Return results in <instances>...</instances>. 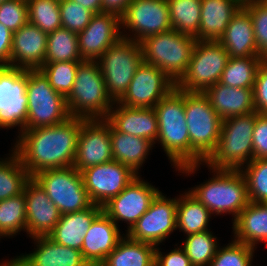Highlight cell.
I'll use <instances>...</instances> for the list:
<instances>
[{
	"instance_id": "9a60e30c",
	"label": "cell",
	"mask_w": 267,
	"mask_h": 266,
	"mask_svg": "<svg viewBox=\"0 0 267 266\" xmlns=\"http://www.w3.org/2000/svg\"><path fill=\"white\" fill-rule=\"evenodd\" d=\"M175 87L176 83L165 72L142 62L117 103L133 108H154Z\"/></svg>"
},
{
	"instance_id": "5b68a950",
	"label": "cell",
	"mask_w": 267,
	"mask_h": 266,
	"mask_svg": "<svg viewBox=\"0 0 267 266\" xmlns=\"http://www.w3.org/2000/svg\"><path fill=\"white\" fill-rule=\"evenodd\" d=\"M212 170V172H211ZM213 177L202 184L189 188L211 214H232L233 221L250 203L247 183L240 170L210 169Z\"/></svg>"
},
{
	"instance_id": "f5cc1de1",
	"label": "cell",
	"mask_w": 267,
	"mask_h": 266,
	"mask_svg": "<svg viewBox=\"0 0 267 266\" xmlns=\"http://www.w3.org/2000/svg\"><path fill=\"white\" fill-rule=\"evenodd\" d=\"M0 266H22L20 259L16 256V258H11L10 261L4 260L0 263Z\"/></svg>"
},
{
	"instance_id": "6da1fadb",
	"label": "cell",
	"mask_w": 267,
	"mask_h": 266,
	"mask_svg": "<svg viewBox=\"0 0 267 266\" xmlns=\"http://www.w3.org/2000/svg\"><path fill=\"white\" fill-rule=\"evenodd\" d=\"M82 118L24 130L12 147L30 177L46 169L73 166Z\"/></svg>"
},
{
	"instance_id": "e0dca14e",
	"label": "cell",
	"mask_w": 267,
	"mask_h": 266,
	"mask_svg": "<svg viewBox=\"0 0 267 266\" xmlns=\"http://www.w3.org/2000/svg\"><path fill=\"white\" fill-rule=\"evenodd\" d=\"M160 192L138 175L125 189L103 206V211L117 224L124 221L126 232L148 210L152 200Z\"/></svg>"
},
{
	"instance_id": "f35d334b",
	"label": "cell",
	"mask_w": 267,
	"mask_h": 266,
	"mask_svg": "<svg viewBox=\"0 0 267 266\" xmlns=\"http://www.w3.org/2000/svg\"><path fill=\"white\" fill-rule=\"evenodd\" d=\"M28 23L50 33L62 27L60 0H26Z\"/></svg>"
},
{
	"instance_id": "9c48e42d",
	"label": "cell",
	"mask_w": 267,
	"mask_h": 266,
	"mask_svg": "<svg viewBox=\"0 0 267 266\" xmlns=\"http://www.w3.org/2000/svg\"><path fill=\"white\" fill-rule=\"evenodd\" d=\"M28 113L25 130L53 126L70 118L66 98L56 92L39 70H27Z\"/></svg>"
},
{
	"instance_id": "2e32d148",
	"label": "cell",
	"mask_w": 267,
	"mask_h": 266,
	"mask_svg": "<svg viewBox=\"0 0 267 266\" xmlns=\"http://www.w3.org/2000/svg\"><path fill=\"white\" fill-rule=\"evenodd\" d=\"M81 174L90 200L100 207L138 176L130 167L114 160L89 167Z\"/></svg>"
},
{
	"instance_id": "44dd1931",
	"label": "cell",
	"mask_w": 267,
	"mask_h": 266,
	"mask_svg": "<svg viewBox=\"0 0 267 266\" xmlns=\"http://www.w3.org/2000/svg\"><path fill=\"white\" fill-rule=\"evenodd\" d=\"M104 211L91 223L83 238L81 253L89 266H100L125 235Z\"/></svg>"
},
{
	"instance_id": "ba28073f",
	"label": "cell",
	"mask_w": 267,
	"mask_h": 266,
	"mask_svg": "<svg viewBox=\"0 0 267 266\" xmlns=\"http://www.w3.org/2000/svg\"><path fill=\"white\" fill-rule=\"evenodd\" d=\"M96 62L108 95L117 102L126 92L137 68L143 62L141 43L121 37Z\"/></svg>"
},
{
	"instance_id": "e575fe53",
	"label": "cell",
	"mask_w": 267,
	"mask_h": 266,
	"mask_svg": "<svg viewBox=\"0 0 267 266\" xmlns=\"http://www.w3.org/2000/svg\"><path fill=\"white\" fill-rule=\"evenodd\" d=\"M172 29L196 37L201 20V0H167Z\"/></svg>"
},
{
	"instance_id": "7bdbcfd3",
	"label": "cell",
	"mask_w": 267,
	"mask_h": 266,
	"mask_svg": "<svg viewBox=\"0 0 267 266\" xmlns=\"http://www.w3.org/2000/svg\"><path fill=\"white\" fill-rule=\"evenodd\" d=\"M93 15L94 13L83 5L71 0H60L62 27L76 34L87 27Z\"/></svg>"
},
{
	"instance_id": "7a4b0ae2",
	"label": "cell",
	"mask_w": 267,
	"mask_h": 266,
	"mask_svg": "<svg viewBox=\"0 0 267 266\" xmlns=\"http://www.w3.org/2000/svg\"><path fill=\"white\" fill-rule=\"evenodd\" d=\"M185 117L191 144V165L179 168L178 173L195 174L200 165L215 150L222 126V118L211 107L203 92L185 91Z\"/></svg>"
},
{
	"instance_id": "8d00e7d4",
	"label": "cell",
	"mask_w": 267,
	"mask_h": 266,
	"mask_svg": "<svg viewBox=\"0 0 267 266\" xmlns=\"http://www.w3.org/2000/svg\"><path fill=\"white\" fill-rule=\"evenodd\" d=\"M26 232V201L24 192L0 200V234L10 238ZM19 232V233H18Z\"/></svg>"
},
{
	"instance_id": "d6a6232c",
	"label": "cell",
	"mask_w": 267,
	"mask_h": 266,
	"mask_svg": "<svg viewBox=\"0 0 267 266\" xmlns=\"http://www.w3.org/2000/svg\"><path fill=\"white\" fill-rule=\"evenodd\" d=\"M261 56L230 57L219 83L236 88H253Z\"/></svg>"
},
{
	"instance_id": "1f68e13d",
	"label": "cell",
	"mask_w": 267,
	"mask_h": 266,
	"mask_svg": "<svg viewBox=\"0 0 267 266\" xmlns=\"http://www.w3.org/2000/svg\"><path fill=\"white\" fill-rule=\"evenodd\" d=\"M184 193L177 197V229L186 235L211 230L208 229L210 210L189 191Z\"/></svg>"
},
{
	"instance_id": "f6af8a7d",
	"label": "cell",
	"mask_w": 267,
	"mask_h": 266,
	"mask_svg": "<svg viewBox=\"0 0 267 266\" xmlns=\"http://www.w3.org/2000/svg\"><path fill=\"white\" fill-rule=\"evenodd\" d=\"M0 22L12 32L28 23L26 0H7L0 4Z\"/></svg>"
},
{
	"instance_id": "8992f818",
	"label": "cell",
	"mask_w": 267,
	"mask_h": 266,
	"mask_svg": "<svg viewBox=\"0 0 267 266\" xmlns=\"http://www.w3.org/2000/svg\"><path fill=\"white\" fill-rule=\"evenodd\" d=\"M70 116L85 120L106 119L114 105L96 61L79 63L73 89L66 98Z\"/></svg>"
},
{
	"instance_id": "681fc988",
	"label": "cell",
	"mask_w": 267,
	"mask_h": 266,
	"mask_svg": "<svg viewBox=\"0 0 267 266\" xmlns=\"http://www.w3.org/2000/svg\"><path fill=\"white\" fill-rule=\"evenodd\" d=\"M13 32L0 22V66H11Z\"/></svg>"
},
{
	"instance_id": "4dcf8cb0",
	"label": "cell",
	"mask_w": 267,
	"mask_h": 266,
	"mask_svg": "<svg viewBox=\"0 0 267 266\" xmlns=\"http://www.w3.org/2000/svg\"><path fill=\"white\" fill-rule=\"evenodd\" d=\"M155 249V245L125 234L100 266H155Z\"/></svg>"
},
{
	"instance_id": "ffe728a7",
	"label": "cell",
	"mask_w": 267,
	"mask_h": 266,
	"mask_svg": "<svg viewBox=\"0 0 267 266\" xmlns=\"http://www.w3.org/2000/svg\"><path fill=\"white\" fill-rule=\"evenodd\" d=\"M26 201V233L30 238L48 236L60 220L58 207L31 177L23 189Z\"/></svg>"
},
{
	"instance_id": "816d5d0a",
	"label": "cell",
	"mask_w": 267,
	"mask_h": 266,
	"mask_svg": "<svg viewBox=\"0 0 267 266\" xmlns=\"http://www.w3.org/2000/svg\"><path fill=\"white\" fill-rule=\"evenodd\" d=\"M77 4L83 5L94 14L102 13V0H71Z\"/></svg>"
},
{
	"instance_id": "c3c4849f",
	"label": "cell",
	"mask_w": 267,
	"mask_h": 266,
	"mask_svg": "<svg viewBox=\"0 0 267 266\" xmlns=\"http://www.w3.org/2000/svg\"><path fill=\"white\" fill-rule=\"evenodd\" d=\"M155 266H192V264L182 246L171 250L167 254H163V252L160 251V248L156 246Z\"/></svg>"
},
{
	"instance_id": "f1b7e54d",
	"label": "cell",
	"mask_w": 267,
	"mask_h": 266,
	"mask_svg": "<svg viewBox=\"0 0 267 266\" xmlns=\"http://www.w3.org/2000/svg\"><path fill=\"white\" fill-rule=\"evenodd\" d=\"M233 223V239L257 249L267 243V203L250 202Z\"/></svg>"
},
{
	"instance_id": "83f0119b",
	"label": "cell",
	"mask_w": 267,
	"mask_h": 266,
	"mask_svg": "<svg viewBox=\"0 0 267 266\" xmlns=\"http://www.w3.org/2000/svg\"><path fill=\"white\" fill-rule=\"evenodd\" d=\"M242 5L237 0H201V20L198 41H219Z\"/></svg>"
},
{
	"instance_id": "f546056e",
	"label": "cell",
	"mask_w": 267,
	"mask_h": 266,
	"mask_svg": "<svg viewBox=\"0 0 267 266\" xmlns=\"http://www.w3.org/2000/svg\"><path fill=\"white\" fill-rule=\"evenodd\" d=\"M110 140L113 160L130 167L139 175L138 171L154 144L148 139L116 131L111 125Z\"/></svg>"
},
{
	"instance_id": "52a82bcc",
	"label": "cell",
	"mask_w": 267,
	"mask_h": 266,
	"mask_svg": "<svg viewBox=\"0 0 267 266\" xmlns=\"http://www.w3.org/2000/svg\"><path fill=\"white\" fill-rule=\"evenodd\" d=\"M140 43L143 62L158 67L177 83L187 70L196 39L171 29L151 35Z\"/></svg>"
},
{
	"instance_id": "bcb514c9",
	"label": "cell",
	"mask_w": 267,
	"mask_h": 266,
	"mask_svg": "<svg viewBox=\"0 0 267 266\" xmlns=\"http://www.w3.org/2000/svg\"><path fill=\"white\" fill-rule=\"evenodd\" d=\"M254 159H267V114L256 112V122L253 128Z\"/></svg>"
},
{
	"instance_id": "11a10c76",
	"label": "cell",
	"mask_w": 267,
	"mask_h": 266,
	"mask_svg": "<svg viewBox=\"0 0 267 266\" xmlns=\"http://www.w3.org/2000/svg\"><path fill=\"white\" fill-rule=\"evenodd\" d=\"M265 6H267V0H260Z\"/></svg>"
},
{
	"instance_id": "d4e9b609",
	"label": "cell",
	"mask_w": 267,
	"mask_h": 266,
	"mask_svg": "<svg viewBox=\"0 0 267 266\" xmlns=\"http://www.w3.org/2000/svg\"><path fill=\"white\" fill-rule=\"evenodd\" d=\"M203 93L222 119L256 112L253 88H236L217 82Z\"/></svg>"
},
{
	"instance_id": "5bb4252c",
	"label": "cell",
	"mask_w": 267,
	"mask_h": 266,
	"mask_svg": "<svg viewBox=\"0 0 267 266\" xmlns=\"http://www.w3.org/2000/svg\"><path fill=\"white\" fill-rule=\"evenodd\" d=\"M177 197L167 198L160 191L152 200L148 210L138 219L126 235L140 242L159 246L177 230Z\"/></svg>"
},
{
	"instance_id": "4316f807",
	"label": "cell",
	"mask_w": 267,
	"mask_h": 266,
	"mask_svg": "<svg viewBox=\"0 0 267 266\" xmlns=\"http://www.w3.org/2000/svg\"><path fill=\"white\" fill-rule=\"evenodd\" d=\"M102 211L103 207L92 204L84 210L62 214L48 237L58 244L81 251L87 230Z\"/></svg>"
},
{
	"instance_id": "603a6c76",
	"label": "cell",
	"mask_w": 267,
	"mask_h": 266,
	"mask_svg": "<svg viewBox=\"0 0 267 266\" xmlns=\"http://www.w3.org/2000/svg\"><path fill=\"white\" fill-rule=\"evenodd\" d=\"M105 120L116 131L145 138L156 144L158 118L154 108H133L114 102Z\"/></svg>"
},
{
	"instance_id": "3957f363",
	"label": "cell",
	"mask_w": 267,
	"mask_h": 266,
	"mask_svg": "<svg viewBox=\"0 0 267 266\" xmlns=\"http://www.w3.org/2000/svg\"><path fill=\"white\" fill-rule=\"evenodd\" d=\"M158 137L171 166L177 170L191 165V144L185 117V91L176 87L155 106Z\"/></svg>"
},
{
	"instance_id": "836d02e7",
	"label": "cell",
	"mask_w": 267,
	"mask_h": 266,
	"mask_svg": "<svg viewBox=\"0 0 267 266\" xmlns=\"http://www.w3.org/2000/svg\"><path fill=\"white\" fill-rule=\"evenodd\" d=\"M84 61L79 52L78 36L66 29L58 28L48 33L45 63Z\"/></svg>"
},
{
	"instance_id": "d590c367",
	"label": "cell",
	"mask_w": 267,
	"mask_h": 266,
	"mask_svg": "<svg viewBox=\"0 0 267 266\" xmlns=\"http://www.w3.org/2000/svg\"><path fill=\"white\" fill-rule=\"evenodd\" d=\"M11 152L10 157L0 158V200L21 194L31 178L18 155L13 150Z\"/></svg>"
},
{
	"instance_id": "7dc6e473",
	"label": "cell",
	"mask_w": 267,
	"mask_h": 266,
	"mask_svg": "<svg viewBox=\"0 0 267 266\" xmlns=\"http://www.w3.org/2000/svg\"><path fill=\"white\" fill-rule=\"evenodd\" d=\"M255 111L267 114V60L260 64L253 86Z\"/></svg>"
},
{
	"instance_id": "484cf974",
	"label": "cell",
	"mask_w": 267,
	"mask_h": 266,
	"mask_svg": "<svg viewBox=\"0 0 267 266\" xmlns=\"http://www.w3.org/2000/svg\"><path fill=\"white\" fill-rule=\"evenodd\" d=\"M219 42L229 57L259 56L252 19L243 6L232 16Z\"/></svg>"
},
{
	"instance_id": "7c38bea8",
	"label": "cell",
	"mask_w": 267,
	"mask_h": 266,
	"mask_svg": "<svg viewBox=\"0 0 267 266\" xmlns=\"http://www.w3.org/2000/svg\"><path fill=\"white\" fill-rule=\"evenodd\" d=\"M120 21L122 37L138 43L172 29L167 0H132Z\"/></svg>"
},
{
	"instance_id": "ac0fdd59",
	"label": "cell",
	"mask_w": 267,
	"mask_h": 266,
	"mask_svg": "<svg viewBox=\"0 0 267 266\" xmlns=\"http://www.w3.org/2000/svg\"><path fill=\"white\" fill-rule=\"evenodd\" d=\"M112 160L110 124L105 119H82L73 167L81 173Z\"/></svg>"
},
{
	"instance_id": "277c9868",
	"label": "cell",
	"mask_w": 267,
	"mask_h": 266,
	"mask_svg": "<svg viewBox=\"0 0 267 266\" xmlns=\"http://www.w3.org/2000/svg\"><path fill=\"white\" fill-rule=\"evenodd\" d=\"M255 122L256 112L223 119L217 146L203 164L208 169L240 170L251 162Z\"/></svg>"
},
{
	"instance_id": "60d3db41",
	"label": "cell",
	"mask_w": 267,
	"mask_h": 266,
	"mask_svg": "<svg viewBox=\"0 0 267 266\" xmlns=\"http://www.w3.org/2000/svg\"><path fill=\"white\" fill-rule=\"evenodd\" d=\"M240 171L247 183L250 202L267 203V159H253Z\"/></svg>"
},
{
	"instance_id": "d6986e66",
	"label": "cell",
	"mask_w": 267,
	"mask_h": 266,
	"mask_svg": "<svg viewBox=\"0 0 267 266\" xmlns=\"http://www.w3.org/2000/svg\"><path fill=\"white\" fill-rule=\"evenodd\" d=\"M77 36L82 59L97 61L122 37L120 16L112 12L94 14L87 27Z\"/></svg>"
},
{
	"instance_id": "4fadbf2b",
	"label": "cell",
	"mask_w": 267,
	"mask_h": 266,
	"mask_svg": "<svg viewBox=\"0 0 267 266\" xmlns=\"http://www.w3.org/2000/svg\"><path fill=\"white\" fill-rule=\"evenodd\" d=\"M27 70L0 66V129L25 130L28 113ZM20 131V132H19Z\"/></svg>"
},
{
	"instance_id": "7402d4cb",
	"label": "cell",
	"mask_w": 267,
	"mask_h": 266,
	"mask_svg": "<svg viewBox=\"0 0 267 266\" xmlns=\"http://www.w3.org/2000/svg\"><path fill=\"white\" fill-rule=\"evenodd\" d=\"M48 33L30 23L13 32L11 67L40 69L45 63Z\"/></svg>"
},
{
	"instance_id": "ab89813d",
	"label": "cell",
	"mask_w": 267,
	"mask_h": 266,
	"mask_svg": "<svg viewBox=\"0 0 267 266\" xmlns=\"http://www.w3.org/2000/svg\"><path fill=\"white\" fill-rule=\"evenodd\" d=\"M79 63L75 61L44 63L39 70L48 79L50 86L67 98L73 89Z\"/></svg>"
},
{
	"instance_id": "b9f144b4",
	"label": "cell",
	"mask_w": 267,
	"mask_h": 266,
	"mask_svg": "<svg viewBox=\"0 0 267 266\" xmlns=\"http://www.w3.org/2000/svg\"><path fill=\"white\" fill-rule=\"evenodd\" d=\"M255 250L233 239L226 246H219L209 266H252Z\"/></svg>"
},
{
	"instance_id": "ee69618b",
	"label": "cell",
	"mask_w": 267,
	"mask_h": 266,
	"mask_svg": "<svg viewBox=\"0 0 267 266\" xmlns=\"http://www.w3.org/2000/svg\"><path fill=\"white\" fill-rule=\"evenodd\" d=\"M242 6L251 16L259 56L267 60V6L260 0Z\"/></svg>"
},
{
	"instance_id": "30bf717a",
	"label": "cell",
	"mask_w": 267,
	"mask_h": 266,
	"mask_svg": "<svg viewBox=\"0 0 267 266\" xmlns=\"http://www.w3.org/2000/svg\"><path fill=\"white\" fill-rule=\"evenodd\" d=\"M33 178L46 191L61 215L84 210L93 204L85 189L82 174L73 166L46 169Z\"/></svg>"
},
{
	"instance_id": "cb8c5ba5",
	"label": "cell",
	"mask_w": 267,
	"mask_h": 266,
	"mask_svg": "<svg viewBox=\"0 0 267 266\" xmlns=\"http://www.w3.org/2000/svg\"><path fill=\"white\" fill-rule=\"evenodd\" d=\"M32 239L34 251L17 256L22 266H89L80 250L58 244L48 236Z\"/></svg>"
},
{
	"instance_id": "8fae6325",
	"label": "cell",
	"mask_w": 267,
	"mask_h": 266,
	"mask_svg": "<svg viewBox=\"0 0 267 266\" xmlns=\"http://www.w3.org/2000/svg\"><path fill=\"white\" fill-rule=\"evenodd\" d=\"M229 55L219 41H198L185 74L176 88L186 92H204L220 81Z\"/></svg>"
},
{
	"instance_id": "db71d44e",
	"label": "cell",
	"mask_w": 267,
	"mask_h": 266,
	"mask_svg": "<svg viewBox=\"0 0 267 266\" xmlns=\"http://www.w3.org/2000/svg\"><path fill=\"white\" fill-rule=\"evenodd\" d=\"M241 5L250 3V2H254V1H258V0H237Z\"/></svg>"
},
{
	"instance_id": "74e56055",
	"label": "cell",
	"mask_w": 267,
	"mask_h": 266,
	"mask_svg": "<svg viewBox=\"0 0 267 266\" xmlns=\"http://www.w3.org/2000/svg\"><path fill=\"white\" fill-rule=\"evenodd\" d=\"M210 230L186 235L183 250L192 266H209L219 248V240Z\"/></svg>"
},
{
	"instance_id": "f907efd6",
	"label": "cell",
	"mask_w": 267,
	"mask_h": 266,
	"mask_svg": "<svg viewBox=\"0 0 267 266\" xmlns=\"http://www.w3.org/2000/svg\"><path fill=\"white\" fill-rule=\"evenodd\" d=\"M132 0H102V12H112L121 16Z\"/></svg>"
}]
</instances>
